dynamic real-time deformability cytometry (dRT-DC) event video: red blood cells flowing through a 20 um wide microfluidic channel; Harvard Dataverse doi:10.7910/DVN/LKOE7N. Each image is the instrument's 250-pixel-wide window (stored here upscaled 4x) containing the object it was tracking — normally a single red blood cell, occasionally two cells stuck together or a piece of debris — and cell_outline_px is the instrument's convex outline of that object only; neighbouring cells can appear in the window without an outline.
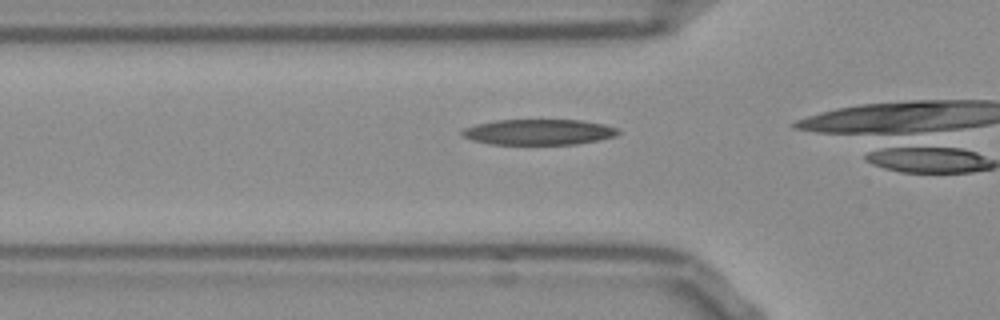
{"species": "Egyptian fruit bat (a non-hibernating species)", "species_latin": "Rousettus aegyptiacus", "temperature_condition": "room temperature", "stored_images_in_passage": 29, "camera_frame_rate_fps": 3000, "um_per_image_px": 0.085, "frame": {"image": 1, "passage_image": 5, "time_ms": 1.333, "image_size_px": [1000, 320], "cell_outline_px": [[620, 132], [616, 136], [600, 140], [576, 144], [492, 144], [472, 140], [464, 136], [460, 132], [464, 128], [476, 124], [496, 120], [580, 120], [604, 124], [616, 128]], "centroid_in_image_um": [45.81, 11.22], "position_along_channel_um": 80.0, "area_um2": 23.24}}
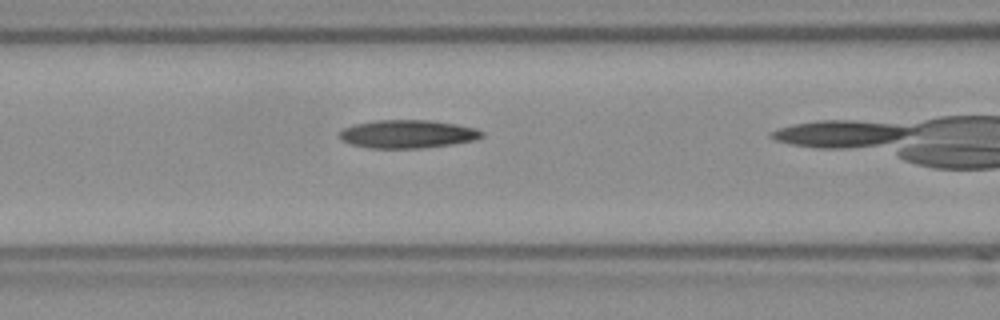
{"frame": {"image": 2, "passage_image": 9, "time_ms": 2.667, "image_size_px": [1000, 320], "cell_outline_px": [[484, 136], [476, 140], [452, 144], [424, 148], [368, 148], [352, 144], [340, 140], [340, 132], [344, 128], [352, 124], [376, 120], [428, 120], [456, 124], [476, 128], [484, 132]], "centroid_in_image_um": [34.66, 11.39], "position_along_channel_um": 131.9, "area_um2": 23.52}}